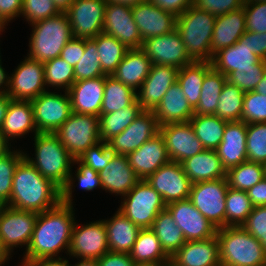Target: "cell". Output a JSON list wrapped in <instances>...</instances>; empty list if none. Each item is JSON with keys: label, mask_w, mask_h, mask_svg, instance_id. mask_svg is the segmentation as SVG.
I'll list each match as a JSON object with an SVG mask.
<instances>
[{"label": "cell", "mask_w": 266, "mask_h": 266, "mask_svg": "<svg viewBox=\"0 0 266 266\" xmlns=\"http://www.w3.org/2000/svg\"><path fill=\"white\" fill-rule=\"evenodd\" d=\"M73 205L59 203L56 207L38 213L34 231L20 264L35 259L59 258L64 252L68 255L72 230L75 224Z\"/></svg>", "instance_id": "cell-1"}, {"label": "cell", "mask_w": 266, "mask_h": 266, "mask_svg": "<svg viewBox=\"0 0 266 266\" xmlns=\"http://www.w3.org/2000/svg\"><path fill=\"white\" fill-rule=\"evenodd\" d=\"M61 202V189L44 178L25 158L17 165L7 206L42 213Z\"/></svg>", "instance_id": "cell-2"}, {"label": "cell", "mask_w": 266, "mask_h": 266, "mask_svg": "<svg viewBox=\"0 0 266 266\" xmlns=\"http://www.w3.org/2000/svg\"><path fill=\"white\" fill-rule=\"evenodd\" d=\"M33 141L35 157L31 158L24 151V158L44 178L50 179L61 189L67 182L75 158L61 144L55 133H38Z\"/></svg>", "instance_id": "cell-3"}, {"label": "cell", "mask_w": 266, "mask_h": 266, "mask_svg": "<svg viewBox=\"0 0 266 266\" xmlns=\"http://www.w3.org/2000/svg\"><path fill=\"white\" fill-rule=\"evenodd\" d=\"M221 266H266L261 243L242 226L217 229Z\"/></svg>", "instance_id": "cell-4"}, {"label": "cell", "mask_w": 266, "mask_h": 266, "mask_svg": "<svg viewBox=\"0 0 266 266\" xmlns=\"http://www.w3.org/2000/svg\"><path fill=\"white\" fill-rule=\"evenodd\" d=\"M27 56L45 63L60 57L67 42L73 38L69 19L65 12L31 24Z\"/></svg>", "instance_id": "cell-5"}, {"label": "cell", "mask_w": 266, "mask_h": 266, "mask_svg": "<svg viewBox=\"0 0 266 266\" xmlns=\"http://www.w3.org/2000/svg\"><path fill=\"white\" fill-rule=\"evenodd\" d=\"M216 16L192 5L177 17L178 30L193 61L211 62V39Z\"/></svg>", "instance_id": "cell-6"}, {"label": "cell", "mask_w": 266, "mask_h": 266, "mask_svg": "<svg viewBox=\"0 0 266 266\" xmlns=\"http://www.w3.org/2000/svg\"><path fill=\"white\" fill-rule=\"evenodd\" d=\"M122 198L118 210L141 229L151 228L157 215L166 208L161 195L146 180H139Z\"/></svg>", "instance_id": "cell-7"}, {"label": "cell", "mask_w": 266, "mask_h": 266, "mask_svg": "<svg viewBox=\"0 0 266 266\" xmlns=\"http://www.w3.org/2000/svg\"><path fill=\"white\" fill-rule=\"evenodd\" d=\"M99 117L72 112L56 130L61 144L78 159L90 147L100 142Z\"/></svg>", "instance_id": "cell-8"}, {"label": "cell", "mask_w": 266, "mask_h": 266, "mask_svg": "<svg viewBox=\"0 0 266 266\" xmlns=\"http://www.w3.org/2000/svg\"><path fill=\"white\" fill-rule=\"evenodd\" d=\"M31 104L38 133H55L72 113L68 91L59 94L49 89L31 100Z\"/></svg>", "instance_id": "cell-9"}, {"label": "cell", "mask_w": 266, "mask_h": 266, "mask_svg": "<svg viewBox=\"0 0 266 266\" xmlns=\"http://www.w3.org/2000/svg\"><path fill=\"white\" fill-rule=\"evenodd\" d=\"M226 178L192 184L189 199L217 228L225 227Z\"/></svg>", "instance_id": "cell-10"}, {"label": "cell", "mask_w": 266, "mask_h": 266, "mask_svg": "<svg viewBox=\"0 0 266 266\" xmlns=\"http://www.w3.org/2000/svg\"><path fill=\"white\" fill-rule=\"evenodd\" d=\"M38 213L0 206V240L10 255L14 248L27 249Z\"/></svg>", "instance_id": "cell-11"}, {"label": "cell", "mask_w": 266, "mask_h": 266, "mask_svg": "<svg viewBox=\"0 0 266 266\" xmlns=\"http://www.w3.org/2000/svg\"><path fill=\"white\" fill-rule=\"evenodd\" d=\"M75 221L68 255L73 258L98 260L109 251L107 230L103 220L79 224ZM81 225V226H80Z\"/></svg>", "instance_id": "cell-12"}, {"label": "cell", "mask_w": 266, "mask_h": 266, "mask_svg": "<svg viewBox=\"0 0 266 266\" xmlns=\"http://www.w3.org/2000/svg\"><path fill=\"white\" fill-rule=\"evenodd\" d=\"M105 0H74L65 11L73 37L93 39L103 32Z\"/></svg>", "instance_id": "cell-13"}, {"label": "cell", "mask_w": 266, "mask_h": 266, "mask_svg": "<svg viewBox=\"0 0 266 266\" xmlns=\"http://www.w3.org/2000/svg\"><path fill=\"white\" fill-rule=\"evenodd\" d=\"M140 49L152 64L156 65L173 66L180 69L193 62L177 29L165 35L143 40Z\"/></svg>", "instance_id": "cell-14"}, {"label": "cell", "mask_w": 266, "mask_h": 266, "mask_svg": "<svg viewBox=\"0 0 266 266\" xmlns=\"http://www.w3.org/2000/svg\"><path fill=\"white\" fill-rule=\"evenodd\" d=\"M24 58L10 74L8 95L12 100L31 101L47 91L43 63Z\"/></svg>", "instance_id": "cell-15"}, {"label": "cell", "mask_w": 266, "mask_h": 266, "mask_svg": "<svg viewBox=\"0 0 266 266\" xmlns=\"http://www.w3.org/2000/svg\"><path fill=\"white\" fill-rule=\"evenodd\" d=\"M146 181L161 195L166 205L190 197L192 182L179 162L170 161L161 166Z\"/></svg>", "instance_id": "cell-16"}, {"label": "cell", "mask_w": 266, "mask_h": 266, "mask_svg": "<svg viewBox=\"0 0 266 266\" xmlns=\"http://www.w3.org/2000/svg\"><path fill=\"white\" fill-rule=\"evenodd\" d=\"M158 133L159 124L154 112L143 110L124 131L111 138L107 144L115 154L128 155Z\"/></svg>", "instance_id": "cell-17"}, {"label": "cell", "mask_w": 266, "mask_h": 266, "mask_svg": "<svg viewBox=\"0 0 266 266\" xmlns=\"http://www.w3.org/2000/svg\"><path fill=\"white\" fill-rule=\"evenodd\" d=\"M186 241L204 240L216 236L217 227L203 216L191 200L174 201L166 205Z\"/></svg>", "instance_id": "cell-18"}, {"label": "cell", "mask_w": 266, "mask_h": 266, "mask_svg": "<svg viewBox=\"0 0 266 266\" xmlns=\"http://www.w3.org/2000/svg\"><path fill=\"white\" fill-rule=\"evenodd\" d=\"M159 133L164 139L170 161L182 163L205 150L190 121L161 125Z\"/></svg>", "instance_id": "cell-19"}, {"label": "cell", "mask_w": 266, "mask_h": 266, "mask_svg": "<svg viewBox=\"0 0 266 266\" xmlns=\"http://www.w3.org/2000/svg\"><path fill=\"white\" fill-rule=\"evenodd\" d=\"M103 33L115 37L128 49H137L142 45V38L134 21L132 7L106 3Z\"/></svg>", "instance_id": "cell-20"}, {"label": "cell", "mask_w": 266, "mask_h": 266, "mask_svg": "<svg viewBox=\"0 0 266 266\" xmlns=\"http://www.w3.org/2000/svg\"><path fill=\"white\" fill-rule=\"evenodd\" d=\"M179 69L153 64L148 76L136 91L142 110L154 111L168 89L177 82Z\"/></svg>", "instance_id": "cell-21"}, {"label": "cell", "mask_w": 266, "mask_h": 266, "mask_svg": "<svg viewBox=\"0 0 266 266\" xmlns=\"http://www.w3.org/2000/svg\"><path fill=\"white\" fill-rule=\"evenodd\" d=\"M129 165L140 180H146L161 166L170 162L164 139L160 133L127 155Z\"/></svg>", "instance_id": "cell-22"}, {"label": "cell", "mask_w": 266, "mask_h": 266, "mask_svg": "<svg viewBox=\"0 0 266 266\" xmlns=\"http://www.w3.org/2000/svg\"><path fill=\"white\" fill-rule=\"evenodd\" d=\"M132 14L142 41L165 35L176 29L177 17L154 6L148 0L132 7Z\"/></svg>", "instance_id": "cell-23"}, {"label": "cell", "mask_w": 266, "mask_h": 266, "mask_svg": "<svg viewBox=\"0 0 266 266\" xmlns=\"http://www.w3.org/2000/svg\"><path fill=\"white\" fill-rule=\"evenodd\" d=\"M105 76L75 81L68 89L72 112L99 117L103 102Z\"/></svg>", "instance_id": "cell-24"}, {"label": "cell", "mask_w": 266, "mask_h": 266, "mask_svg": "<svg viewBox=\"0 0 266 266\" xmlns=\"http://www.w3.org/2000/svg\"><path fill=\"white\" fill-rule=\"evenodd\" d=\"M246 143L247 124L241 120L227 122L222 141L215 149L226 171L247 161Z\"/></svg>", "instance_id": "cell-25"}, {"label": "cell", "mask_w": 266, "mask_h": 266, "mask_svg": "<svg viewBox=\"0 0 266 266\" xmlns=\"http://www.w3.org/2000/svg\"><path fill=\"white\" fill-rule=\"evenodd\" d=\"M171 260L178 266H221L218 238L186 241Z\"/></svg>", "instance_id": "cell-26"}, {"label": "cell", "mask_w": 266, "mask_h": 266, "mask_svg": "<svg viewBox=\"0 0 266 266\" xmlns=\"http://www.w3.org/2000/svg\"><path fill=\"white\" fill-rule=\"evenodd\" d=\"M102 190L117 196H125L140 180L127 155L115 154L109 164L99 173Z\"/></svg>", "instance_id": "cell-27"}, {"label": "cell", "mask_w": 266, "mask_h": 266, "mask_svg": "<svg viewBox=\"0 0 266 266\" xmlns=\"http://www.w3.org/2000/svg\"><path fill=\"white\" fill-rule=\"evenodd\" d=\"M246 32L244 7L216 16L211 39V57L221 49L235 44Z\"/></svg>", "instance_id": "cell-28"}, {"label": "cell", "mask_w": 266, "mask_h": 266, "mask_svg": "<svg viewBox=\"0 0 266 266\" xmlns=\"http://www.w3.org/2000/svg\"><path fill=\"white\" fill-rule=\"evenodd\" d=\"M0 132L9 143L31 132L34 136L38 134L31 101L11 100Z\"/></svg>", "instance_id": "cell-29"}, {"label": "cell", "mask_w": 266, "mask_h": 266, "mask_svg": "<svg viewBox=\"0 0 266 266\" xmlns=\"http://www.w3.org/2000/svg\"><path fill=\"white\" fill-rule=\"evenodd\" d=\"M159 126L168 123L188 122L194 115L181 86L176 82L163 96L153 111Z\"/></svg>", "instance_id": "cell-30"}, {"label": "cell", "mask_w": 266, "mask_h": 266, "mask_svg": "<svg viewBox=\"0 0 266 266\" xmlns=\"http://www.w3.org/2000/svg\"><path fill=\"white\" fill-rule=\"evenodd\" d=\"M102 220L107 230L109 251L130 254L141 228L118 209L110 219Z\"/></svg>", "instance_id": "cell-31"}, {"label": "cell", "mask_w": 266, "mask_h": 266, "mask_svg": "<svg viewBox=\"0 0 266 266\" xmlns=\"http://www.w3.org/2000/svg\"><path fill=\"white\" fill-rule=\"evenodd\" d=\"M152 65L151 60L140 48L129 49L111 76L137 91L148 76Z\"/></svg>", "instance_id": "cell-32"}, {"label": "cell", "mask_w": 266, "mask_h": 266, "mask_svg": "<svg viewBox=\"0 0 266 266\" xmlns=\"http://www.w3.org/2000/svg\"><path fill=\"white\" fill-rule=\"evenodd\" d=\"M181 164L192 184L226 178V170L215 150L205 149Z\"/></svg>", "instance_id": "cell-33"}, {"label": "cell", "mask_w": 266, "mask_h": 266, "mask_svg": "<svg viewBox=\"0 0 266 266\" xmlns=\"http://www.w3.org/2000/svg\"><path fill=\"white\" fill-rule=\"evenodd\" d=\"M261 59L247 46L246 41H237L230 47L216 52L211 61L212 67L226 77L233 71L254 68Z\"/></svg>", "instance_id": "cell-34"}, {"label": "cell", "mask_w": 266, "mask_h": 266, "mask_svg": "<svg viewBox=\"0 0 266 266\" xmlns=\"http://www.w3.org/2000/svg\"><path fill=\"white\" fill-rule=\"evenodd\" d=\"M129 255L137 266H161L171 259L151 228L139 231Z\"/></svg>", "instance_id": "cell-35"}, {"label": "cell", "mask_w": 266, "mask_h": 266, "mask_svg": "<svg viewBox=\"0 0 266 266\" xmlns=\"http://www.w3.org/2000/svg\"><path fill=\"white\" fill-rule=\"evenodd\" d=\"M211 68V62L193 61L179 69L177 83L193 109L199 103L203 79Z\"/></svg>", "instance_id": "cell-36"}, {"label": "cell", "mask_w": 266, "mask_h": 266, "mask_svg": "<svg viewBox=\"0 0 266 266\" xmlns=\"http://www.w3.org/2000/svg\"><path fill=\"white\" fill-rule=\"evenodd\" d=\"M137 98L125 108L108 114H100V141L108 142L114 136L124 131L142 112Z\"/></svg>", "instance_id": "cell-37"}, {"label": "cell", "mask_w": 266, "mask_h": 266, "mask_svg": "<svg viewBox=\"0 0 266 266\" xmlns=\"http://www.w3.org/2000/svg\"><path fill=\"white\" fill-rule=\"evenodd\" d=\"M151 229L159 239L164 251L170 257L186 242L181 228L176 225L172 214L167 208L157 215Z\"/></svg>", "instance_id": "cell-38"}, {"label": "cell", "mask_w": 266, "mask_h": 266, "mask_svg": "<svg viewBox=\"0 0 266 266\" xmlns=\"http://www.w3.org/2000/svg\"><path fill=\"white\" fill-rule=\"evenodd\" d=\"M190 123L203 148L215 150L222 141L227 121L217 115L194 114Z\"/></svg>", "instance_id": "cell-39"}, {"label": "cell", "mask_w": 266, "mask_h": 266, "mask_svg": "<svg viewBox=\"0 0 266 266\" xmlns=\"http://www.w3.org/2000/svg\"><path fill=\"white\" fill-rule=\"evenodd\" d=\"M227 77L213 67L206 73L203 82L201 96L194 114L215 115L219 96Z\"/></svg>", "instance_id": "cell-40"}, {"label": "cell", "mask_w": 266, "mask_h": 266, "mask_svg": "<svg viewBox=\"0 0 266 266\" xmlns=\"http://www.w3.org/2000/svg\"><path fill=\"white\" fill-rule=\"evenodd\" d=\"M136 98V91L134 89L124 85L113 76L106 75L100 114L119 111L130 105Z\"/></svg>", "instance_id": "cell-41"}, {"label": "cell", "mask_w": 266, "mask_h": 266, "mask_svg": "<svg viewBox=\"0 0 266 266\" xmlns=\"http://www.w3.org/2000/svg\"><path fill=\"white\" fill-rule=\"evenodd\" d=\"M74 164L78 166L77 170L75 171L76 174L74 175V172H72L73 170H71L67 182L61 188V203L66 205H73L72 195L74 192L73 189H75V182H78V184L76 183V186L79 185V188L85 192L93 191L97 188L102 189L98 172L82 164L78 159H74Z\"/></svg>", "instance_id": "cell-42"}, {"label": "cell", "mask_w": 266, "mask_h": 266, "mask_svg": "<svg viewBox=\"0 0 266 266\" xmlns=\"http://www.w3.org/2000/svg\"><path fill=\"white\" fill-rule=\"evenodd\" d=\"M92 40L96 43L103 72L111 75L129 49L115 37L103 32Z\"/></svg>", "instance_id": "cell-43"}, {"label": "cell", "mask_w": 266, "mask_h": 266, "mask_svg": "<svg viewBox=\"0 0 266 266\" xmlns=\"http://www.w3.org/2000/svg\"><path fill=\"white\" fill-rule=\"evenodd\" d=\"M252 210L253 205L247 191L228 188L225 199V227L242 226Z\"/></svg>", "instance_id": "cell-44"}, {"label": "cell", "mask_w": 266, "mask_h": 266, "mask_svg": "<svg viewBox=\"0 0 266 266\" xmlns=\"http://www.w3.org/2000/svg\"><path fill=\"white\" fill-rule=\"evenodd\" d=\"M264 178V165L261 163L246 161L226 171L228 186L236 190L248 191Z\"/></svg>", "instance_id": "cell-45"}, {"label": "cell", "mask_w": 266, "mask_h": 266, "mask_svg": "<svg viewBox=\"0 0 266 266\" xmlns=\"http://www.w3.org/2000/svg\"><path fill=\"white\" fill-rule=\"evenodd\" d=\"M244 95L245 92L226 81L219 96L215 115L227 122L240 121Z\"/></svg>", "instance_id": "cell-46"}, {"label": "cell", "mask_w": 266, "mask_h": 266, "mask_svg": "<svg viewBox=\"0 0 266 266\" xmlns=\"http://www.w3.org/2000/svg\"><path fill=\"white\" fill-rule=\"evenodd\" d=\"M43 66L47 90L48 87H55L58 91H68L75 82L74 68L62 58L50 59Z\"/></svg>", "instance_id": "cell-47"}, {"label": "cell", "mask_w": 266, "mask_h": 266, "mask_svg": "<svg viewBox=\"0 0 266 266\" xmlns=\"http://www.w3.org/2000/svg\"><path fill=\"white\" fill-rule=\"evenodd\" d=\"M13 149L0 156V206L9 204L14 173L17 165L24 159L23 150Z\"/></svg>", "instance_id": "cell-48"}, {"label": "cell", "mask_w": 266, "mask_h": 266, "mask_svg": "<svg viewBox=\"0 0 266 266\" xmlns=\"http://www.w3.org/2000/svg\"><path fill=\"white\" fill-rule=\"evenodd\" d=\"M73 68L75 81L106 76L100 65L96 43L92 39H85L84 55H81V59Z\"/></svg>", "instance_id": "cell-49"}, {"label": "cell", "mask_w": 266, "mask_h": 266, "mask_svg": "<svg viewBox=\"0 0 266 266\" xmlns=\"http://www.w3.org/2000/svg\"><path fill=\"white\" fill-rule=\"evenodd\" d=\"M247 161L266 163V123L247 124Z\"/></svg>", "instance_id": "cell-50"}, {"label": "cell", "mask_w": 266, "mask_h": 266, "mask_svg": "<svg viewBox=\"0 0 266 266\" xmlns=\"http://www.w3.org/2000/svg\"><path fill=\"white\" fill-rule=\"evenodd\" d=\"M266 71V61L260 60L254 68L239 69L227 76V81L236 85L243 92L254 91Z\"/></svg>", "instance_id": "cell-51"}, {"label": "cell", "mask_w": 266, "mask_h": 266, "mask_svg": "<svg viewBox=\"0 0 266 266\" xmlns=\"http://www.w3.org/2000/svg\"><path fill=\"white\" fill-rule=\"evenodd\" d=\"M241 121L246 124L266 123V95L245 92Z\"/></svg>", "instance_id": "cell-52"}, {"label": "cell", "mask_w": 266, "mask_h": 266, "mask_svg": "<svg viewBox=\"0 0 266 266\" xmlns=\"http://www.w3.org/2000/svg\"><path fill=\"white\" fill-rule=\"evenodd\" d=\"M61 11L52 0H23L21 16L29 25L59 14Z\"/></svg>", "instance_id": "cell-53"}, {"label": "cell", "mask_w": 266, "mask_h": 266, "mask_svg": "<svg viewBox=\"0 0 266 266\" xmlns=\"http://www.w3.org/2000/svg\"><path fill=\"white\" fill-rule=\"evenodd\" d=\"M114 155L115 153L108 147V144L100 141L85 151L78 160L99 173L109 164Z\"/></svg>", "instance_id": "cell-54"}, {"label": "cell", "mask_w": 266, "mask_h": 266, "mask_svg": "<svg viewBox=\"0 0 266 266\" xmlns=\"http://www.w3.org/2000/svg\"><path fill=\"white\" fill-rule=\"evenodd\" d=\"M246 31L266 32V2H244Z\"/></svg>", "instance_id": "cell-55"}, {"label": "cell", "mask_w": 266, "mask_h": 266, "mask_svg": "<svg viewBox=\"0 0 266 266\" xmlns=\"http://www.w3.org/2000/svg\"><path fill=\"white\" fill-rule=\"evenodd\" d=\"M242 227L258 239L266 255V206L253 207Z\"/></svg>", "instance_id": "cell-56"}, {"label": "cell", "mask_w": 266, "mask_h": 266, "mask_svg": "<svg viewBox=\"0 0 266 266\" xmlns=\"http://www.w3.org/2000/svg\"><path fill=\"white\" fill-rule=\"evenodd\" d=\"M193 5L214 16H220L240 9L244 5V0H194Z\"/></svg>", "instance_id": "cell-57"}, {"label": "cell", "mask_w": 266, "mask_h": 266, "mask_svg": "<svg viewBox=\"0 0 266 266\" xmlns=\"http://www.w3.org/2000/svg\"><path fill=\"white\" fill-rule=\"evenodd\" d=\"M85 52V39L71 38L61 51L60 58L74 67Z\"/></svg>", "instance_id": "cell-58"}, {"label": "cell", "mask_w": 266, "mask_h": 266, "mask_svg": "<svg viewBox=\"0 0 266 266\" xmlns=\"http://www.w3.org/2000/svg\"><path fill=\"white\" fill-rule=\"evenodd\" d=\"M238 41H246L251 52L261 60L266 61V32L255 33L246 31Z\"/></svg>", "instance_id": "cell-59"}, {"label": "cell", "mask_w": 266, "mask_h": 266, "mask_svg": "<svg viewBox=\"0 0 266 266\" xmlns=\"http://www.w3.org/2000/svg\"><path fill=\"white\" fill-rule=\"evenodd\" d=\"M154 6L178 17L194 4V0H148Z\"/></svg>", "instance_id": "cell-60"}, {"label": "cell", "mask_w": 266, "mask_h": 266, "mask_svg": "<svg viewBox=\"0 0 266 266\" xmlns=\"http://www.w3.org/2000/svg\"><path fill=\"white\" fill-rule=\"evenodd\" d=\"M22 3L23 0H0V20L8 26L11 20L20 16Z\"/></svg>", "instance_id": "cell-61"}, {"label": "cell", "mask_w": 266, "mask_h": 266, "mask_svg": "<svg viewBox=\"0 0 266 266\" xmlns=\"http://www.w3.org/2000/svg\"><path fill=\"white\" fill-rule=\"evenodd\" d=\"M97 261L98 266H137L129 254L108 251Z\"/></svg>", "instance_id": "cell-62"}, {"label": "cell", "mask_w": 266, "mask_h": 266, "mask_svg": "<svg viewBox=\"0 0 266 266\" xmlns=\"http://www.w3.org/2000/svg\"><path fill=\"white\" fill-rule=\"evenodd\" d=\"M253 207L266 206V178L247 191Z\"/></svg>", "instance_id": "cell-63"}, {"label": "cell", "mask_w": 266, "mask_h": 266, "mask_svg": "<svg viewBox=\"0 0 266 266\" xmlns=\"http://www.w3.org/2000/svg\"><path fill=\"white\" fill-rule=\"evenodd\" d=\"M24 266H69V260L64 257L35 259L25 263Z\"/></svg>", "instance_id": "cell-64"}, {"label": "cell", "mask_w": 266, "mask_h": 266, "mask_svg": "<svg viewBox=\"0 0 266 266\" xmlns=\"http://www.w3.org/2000/svg\"><path fill=\"white\" fill-rule=\"evenodd\" d=\"M2 35V34H0ZM1 49V48H0ZM1 54V52H0ZM0 55V94H8L10 85V75L6 72L5 68L2 67V59ZM2 87V88H1Z\"/></svg>", "instance_id": "cell-65"}, {"label": "cell", "mask_w": 266, "mask_h": 266, "mask_svg": "<svg viewBox=\"0 0 266 266\" xmlns=\"http://www.w3.org/2000/svg\"><path fill=\"white\" fill-rule=\"evenodd\" d=\"M12 99L8 94H0V129L5 119L6 111Z\"/></svg>", "instance_id": "cell-66"}, {"label": "cell", "mask_w": 266, "mask_h": 266, "mask_svg": "<svg viewBox=\"0 0 266 266\" xmlns=\"http://www.w3.org/2000/svg\"><path fill=\"white\" fill-rule=\"evenodd\" d=\"M107 3L121 4L128 7H134L139 3L145 2L147 0H105Z\"/></svg>", "instance_id": "cell-67"}, {"label": "cell", "mask_w": 266, "mask_h": 266, "mask_svg": "<svg viewBox=\"0 0 266 266\" xmlns=\"http://www.w3.org/2000/svg\"><path fill=\"white\" fill-rule=\"evenodd\" d=\"M11 149V143L0 132V156Z\"/></svg>", "instance_id": "cell-68"}, {"label": "cell", "mask_w": 266, "mask_h": 266, "mask_svg": "<svg viewBox=\"0 0 266 266\" xmlns=\"http://www.w3.org/2000/svg\"><path fill=\"white\" fill-rule=\"evenodd\" d=\"M12 256L4 248L2 241L0 240V266H4L5 262L9 261ZM3 264V265H2Z\"/></svg>", "instance_id": "cell-69"}, {"label": "cell", "mask_w": 266, "mask_h": 266, "mask_svg": "<svg viewBox=\"0 0 266 266\" xmlns=\"http://www.w3.org/2000/svg\"><path fill=\"white\" fill-rule=\"evenodd\" d=\"M61 12H65L74 0H52Z\"/></svg>", "instance_id": "cell-70"}, {"label": "cell", "mask_w": 266, "mask_h": 266, "mask_svg": "<svg viewBox=\"0 0 266 266\" xmlns=\"http://www.w3.org/2000/svg\"><path fill=\"white\" fill-rule=\"evenodd\" d=\"M256 93L266 95V71L262 77V80L257 84L256 88L254 89Z\"/></svg>", "instance_id": "cell-71"}, {"label": "cell", "mask_w": 266, "mask_h": 266, "mask_svg": "<svg viewBox=\"0 0 266 266\" xmlns=\"http://www.w3.org/2000/svg\"><path fill=\"white\" fill-rule=\"evenodd\" d=\"M69 266H98V264L96 260L80 259L75 264L69 263Z\"/></svg>", "instance_id": "cell-72"}, {"label": "cell", "mask_w": 266, "mask_h": 266, "mask_svg": "<svg viewBox=\"0 0 266 266\" xmlns=\"http://www.w3.org/2000/svg\"><path fill=\"white\" fill-rule=\"evenodd\" d=\"M161 266H178L176 263H174L171 259L163 263Z\"/></svg>", "instance_id": "cell-73"}, {"label": "cell", "mask_w": 266, "mask_h": 266, "mask_svg": "<svg viewBox=\"0 0 266 266\" xmlns=\"http://www.w3.org/2000/svg\"><path fill=\"white\" fill-rule=\"evenodd\" d=\"M4 29H6V25L0 20V34H2L3 31H5Z\"/></svg>", "instance_id": "cell-74"}, {"label": "cell", "mask_w": 266, "mask_h": 266, "mask_svg": "<svg viewBox=\"0 0 266 266\" xmlns=\"http://www.w3.org/2000/svg\"><path fill=\"white\" fill-rule=\"evenodd\" d=\"M266 2V0H244V2Z\"/></svg>", "instance_id": "cell-75"}, {"label": "cell", "mask_w": 266, "mask_h": 266, "mask_svg": "<svg viewBox=\"0 0 266 266\" xmlns=\"http://www.w3.org/2000/svg\"><path fill=\"white\" fill-rule=\"evenodd\" d=\"M264 173H265V178H266V163L264 164Z\"/></svg>", "instance_id": "cell-76"}]
</instances>
